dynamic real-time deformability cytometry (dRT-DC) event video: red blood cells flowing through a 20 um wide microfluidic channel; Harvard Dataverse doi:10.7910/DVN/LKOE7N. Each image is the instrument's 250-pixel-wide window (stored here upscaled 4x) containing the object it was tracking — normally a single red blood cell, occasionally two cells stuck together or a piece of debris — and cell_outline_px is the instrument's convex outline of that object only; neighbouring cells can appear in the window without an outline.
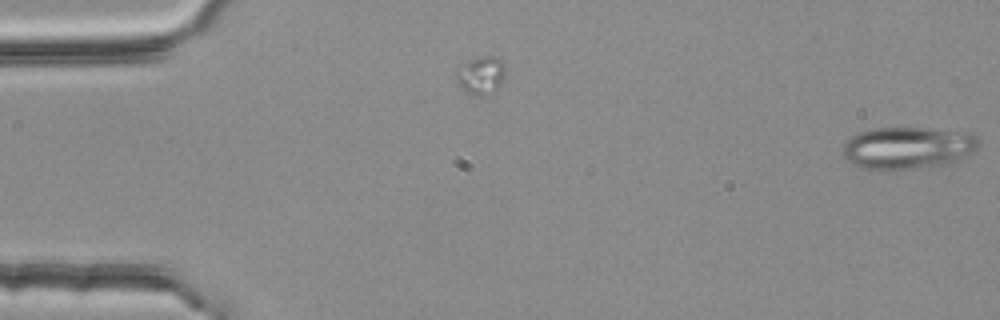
{"species": "common noctule bat (a hibernating species)", "species_latin": "Nyctalus noctula", "temperature_condition": "room temperature", "stored_images_in_passage": 3, "camera_frame_rate_fps": 3000, "um_per_image_px": 0.085, "animal": {"sex": "female", "body_mass_g": 25.1}, "frame": {"image": 1, "passage_image": 3, "time_ms": 0.667, "image_size_px": [1000, 320], "cell_outline_px": [[980, 144], [972, 152], [952, 164], [908, 168], [860, 168], [852, 164], [844, 156], [840, 148], [856, 132], [872, 128], [928, 128], [972, 132], [980, 140]], "centroid_in_image_um": [77.18, 12.54], "position_along_channel_um": 7.8, "area_um2": 33.47}}